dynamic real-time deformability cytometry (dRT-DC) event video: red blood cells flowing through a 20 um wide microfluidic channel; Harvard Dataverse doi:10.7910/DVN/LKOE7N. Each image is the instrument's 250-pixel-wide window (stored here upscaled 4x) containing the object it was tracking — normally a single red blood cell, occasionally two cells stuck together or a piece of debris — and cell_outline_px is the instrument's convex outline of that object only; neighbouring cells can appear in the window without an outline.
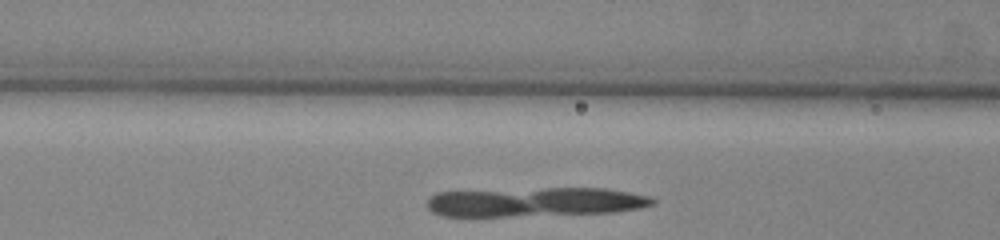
{"species": "common noctule bat (a hibernating species)", "species_latin": "Nyctalus noctula", "temperature_condition": "warm", "stored_images_in_passage": 28, "camera_frame_rate_fps": 3000, "um_per_image_px": 0.085, "animal": {"sex": "male", "body_mass_g": 13.0, "forearm_length_mm": 53.1}, "frame": {"image": 1, "passage_image": 8, "time_ms": 2.333, "image_size_px": [1000, 240], "cell_outline_px": [[656, 204], [644, 208], [616, 212], [508, 216], [440, 216], [432, 212], [428, 208], [428, 200], [436, 192], [544, 188], [604, 188], [628, 192], [648, 196], [656, 200]], "centroid_in_image_um": [45.53, 17.17], "position_along_channel_um": 121.1, "area_um2": 38.38}}